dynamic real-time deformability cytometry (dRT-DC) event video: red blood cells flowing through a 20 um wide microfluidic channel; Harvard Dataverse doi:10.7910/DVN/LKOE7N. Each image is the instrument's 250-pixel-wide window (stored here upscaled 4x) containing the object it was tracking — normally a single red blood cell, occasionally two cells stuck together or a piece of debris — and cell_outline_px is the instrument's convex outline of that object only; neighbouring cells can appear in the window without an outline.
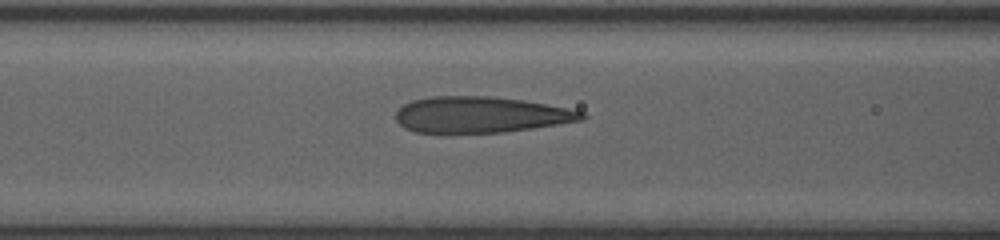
{"species": "human", "species_latin": "Homo sapiens", "temperature_condition": "room temperature", "stored_images_in_passage": 25, "camera_frame_rate_fps": 3000, "um_per_image_px": 0.085, "donor": {"sex": "female"}, "frame": {"image": 1, "passage_image": 5, "time_ms": 1.333, "image_size_px": [1000, 240], "cell_outline_px": [[588, 116], [584, 120], [532, 128], [500, 132], [416, 132], [404, 128], [396, 120], [396, 112], [404, 104], [412, 100], [428, 96], [492, 96], [524, 100], [568, 108], [584, 112]], "centroid_in_image_um": [40.87, 9.73], "position_along_channel_um": 125.7, "area_um2": 39.02}}
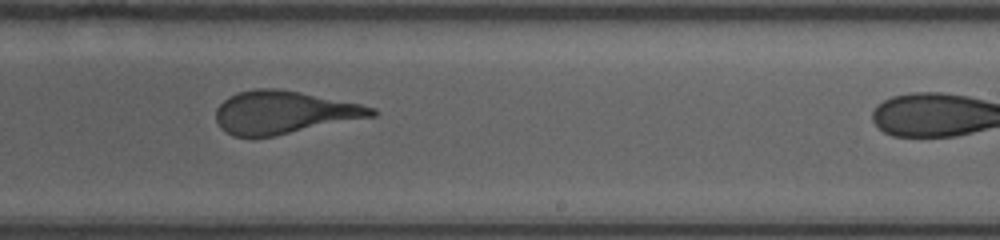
{"frame": {"image": 2, "passage_image": 15, "time_ms": 4.667, "image_size_px": [1000, 240], "cell_outline_px": [[376, 116], [272, 136], [232, 136], [220, 128], [216, 120], [216, 108], [224, 100], [240, 92], [256, 88], [276, 88], [300, 92], [360, 104], [376, 108]], "centroid_in_image_um": [24.12, 9.55], "position_along_channel_um": 264.9, "area_um2": 38.44}}
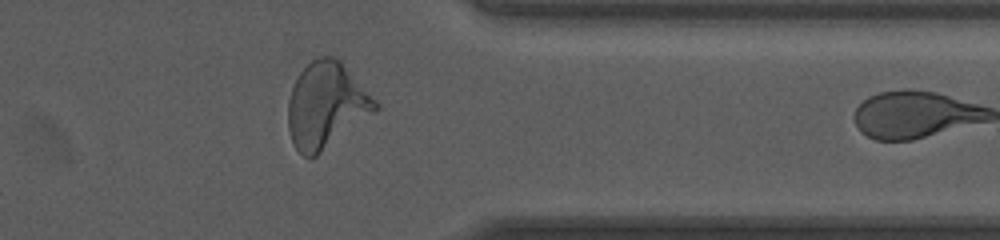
{"frame": {"image": 3, "passage_image": 24, "time_ms": 7.667, "image_size_px": [1000, 240], "cell_outline_px": [[380, 108], [376, 112], [316, 156], [304, 156], [296, 148], [292, 140], [288, 128], [288, 100], [292, 88], [300, 72], [312, 60], [320, 56], [332, 56], [340, 60], [376, 100]], "centroid_in_image_um": [27.74, 8.95], "position_along_channel_um": 383.7, "area_um2": 43.18}}